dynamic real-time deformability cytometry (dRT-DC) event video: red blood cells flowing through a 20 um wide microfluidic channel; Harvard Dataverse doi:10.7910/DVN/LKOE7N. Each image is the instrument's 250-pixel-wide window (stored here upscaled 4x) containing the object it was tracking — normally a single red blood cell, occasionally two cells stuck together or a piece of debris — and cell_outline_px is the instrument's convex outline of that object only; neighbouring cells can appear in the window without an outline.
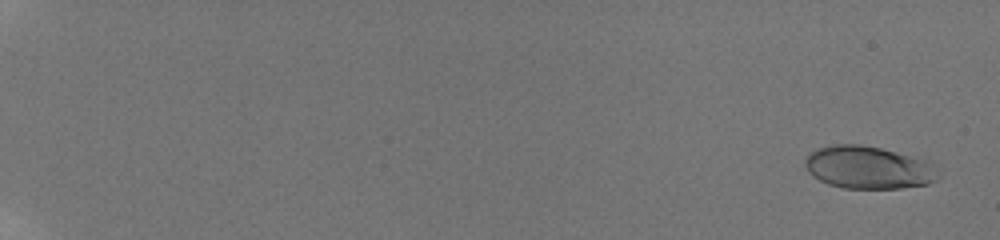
{"species": "human", "species_latin": "Homo sapiens", "temperature_condition": "room temperature", "stored_images_in_passage": 21, "camera_frame_rate_fps": 3000, "um_per_image_px": 0.085, "donor": {"sex": "male"}, "frame": {"image": 1, "passage_image": 3, "time_ms": 0.667, "image_size_px": [1000, 240], "cell_outline_px": [[940, 176], [936, 180], [928, 184], [900, 188], [844, 188], [828, 184], [812, 176], [808, 172], [804, 164], [804, 160], [812, 152], [820, 148], [832, 144], [860, 144], [880, 148], [896, 152], [924, 160], [932, 164]], "centroid_in_image_um": [73.79, 14.24], "position_along_channel_um": 11.2, "area_um2": 32.89}}
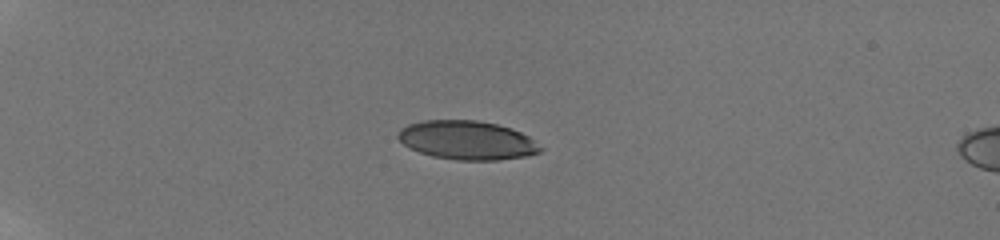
{"frame": {"image": 2, "passage_image": 18, "time_ms": 6.0, "image_size_px": [1000, 240], "cell_outline_px": [[544, 148], [540, 152], [528, 156], [500, 160], [456, 160], [432, 156], [420, 152], [404, 144], [396, 136], [400, 128], [408, 124], [424, 120], [476, 120], [496, 124], [512, 128], [528, 136]], "centroid_in_image_um": [39.72, 11.92], "position_along_channel_um": 45.3, "area_um2": 32.31}}